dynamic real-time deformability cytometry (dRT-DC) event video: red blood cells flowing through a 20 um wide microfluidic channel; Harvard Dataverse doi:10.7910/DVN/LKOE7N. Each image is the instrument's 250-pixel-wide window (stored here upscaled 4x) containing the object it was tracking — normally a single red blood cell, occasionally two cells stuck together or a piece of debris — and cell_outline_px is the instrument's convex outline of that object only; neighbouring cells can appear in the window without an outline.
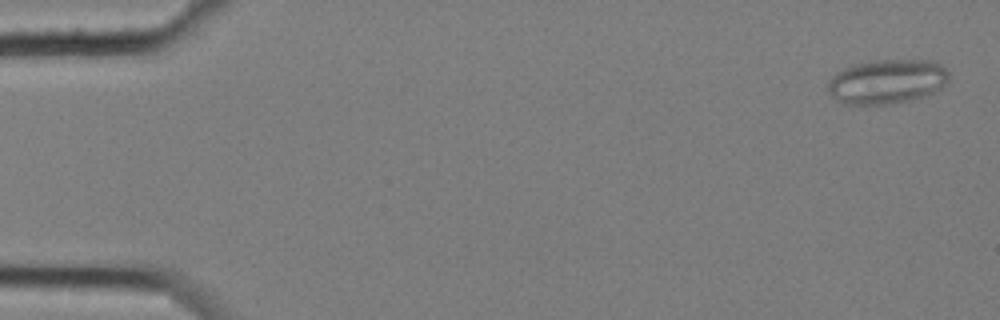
{"species": "common noctule bat (a hibernating species)", "species_latin": "Nyctalus noctula", "temperature_condition": "cold", "stored_images_in_passage": 6, "camera_frame_rate_fps": 3000, "um_per_image_px": 0.085, "animal": {"sex": "female", "body_mass_g": 25.1}, "frame": {"image": 1, "passage_image": 1, "time_ms": 0.0, "image_size_px": [1000, 320], "cell_outline_px": [[948, 84], [924, 96], [912, 100], [892, 104], [840, 104], [828, 92], [828, 80], [836, 72], [852, 64], [872, 60], [936, 60], [948, 72]], "centroid_in_image_um": [75.38, 6.93], "position_along_channel_um": 9.6, "area_um2": 31.73}}